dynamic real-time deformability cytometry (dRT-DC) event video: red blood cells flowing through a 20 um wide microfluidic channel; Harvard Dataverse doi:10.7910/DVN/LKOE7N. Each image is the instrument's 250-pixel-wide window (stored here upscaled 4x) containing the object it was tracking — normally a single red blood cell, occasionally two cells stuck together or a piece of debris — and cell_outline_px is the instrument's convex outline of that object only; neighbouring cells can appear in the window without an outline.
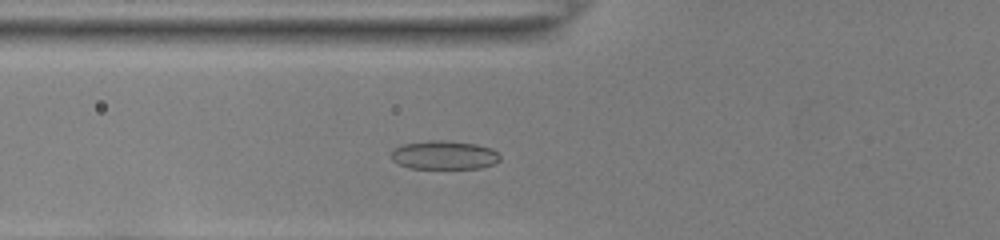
{"species": "common noctule bat (a hibernating species)", "species_latin": "Nyctalus noctula", "temperature_condition": "room temperature", "stored_images_in_passage": 21, "camera_frame_rate_fps": 3000, "um_per_image_px": 0.085, "animal": {"sex": "female", "body_mass_g": 22.0, "forearm_length_mm": 56.7}, "frame": {"image": 1, "passage_image": 8, "time_ms": 2.333, "image_size_px": [1000, 240], "cell_outline_px": [[500, 160], [492, 164], [480, 168], [408, 168], [396, 164], [392, 160], [392, 152], [396, 148], [404, 144], [432, 140], [444, 140], [476, 144], [492, 148], [500, 156]], "centroid_in_image_um": [37.75, 13.19], "position_along_channel_um": 88.1, "area_um2": 18.09}}
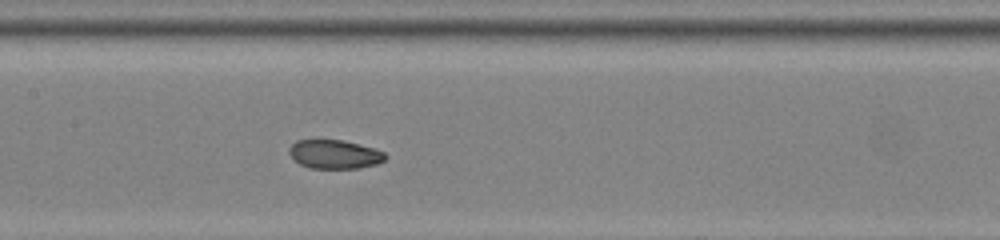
{"frame": {"image": 2, "passage_image": 15, "time_ms": 4.667, "image_size_px": [1000, 240], "cell_outline_px": [[388, 156], [384, 160], [376, 164], [360, 168], [312, 168], [300, 164], [288, 152], [288, 148], [296, 140], [316, 136], [344, 140], [360, 144], [384, 152]], "centroid_in_image_um": [28.39, 13.05], "position_along_channel_um": 179.0, "area_um2": 16.76}}
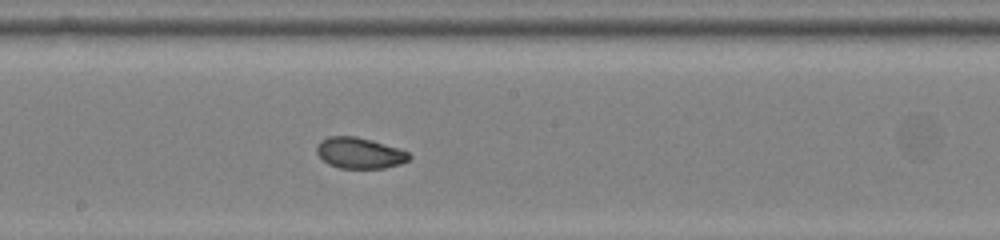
{"frame": {"image": 3, "passage_image": 18, "time_ms": 5.667, "image_size_px": [1000, 240], "cell_outline_px": [[412, 156], [408, 160], [400, 164], [384, 168], [340, 168], [328, 164], [316, 152], [316, 148], [320, 140], [328, 136], [356, 136], [400, 148], [408, 152]], "centroid_in_image_um": [30.57, 13.0], "position_along_channel_um": 217.6, "area_um2": 16.7}}